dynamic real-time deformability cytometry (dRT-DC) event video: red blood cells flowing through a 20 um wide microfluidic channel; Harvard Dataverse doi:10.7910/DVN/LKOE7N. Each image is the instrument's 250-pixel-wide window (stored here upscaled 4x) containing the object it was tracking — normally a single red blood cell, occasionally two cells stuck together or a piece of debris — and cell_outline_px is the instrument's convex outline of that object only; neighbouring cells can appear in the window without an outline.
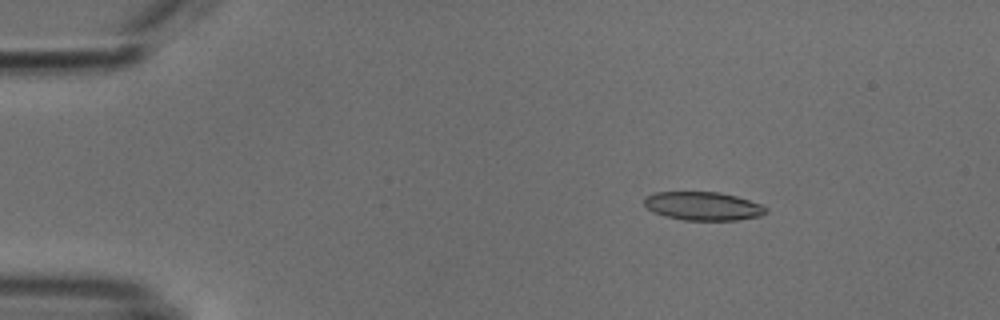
{"species": "common noctule bat (a hibernating species)", "species_latin": "Nyctalus noctula", "temperature_condition": "cold", "stored_images_in_passage": 5, "camera_frame_rate_fps": 3000, "um_per_image_px": 0.085, "animal": {"sex": "male", "body_mass_g": 18.8}, "frame": {"image": 1, "passage_image": 2, "time_ms": 1.333, "image_size_px": [1000, 320], "cell_outline_px": [[768, 212], [760, 216], [736, 220], [684, 220], [664, 216], [652, 212], [644, 204], [644, 196], [656, 192], [720, 192], [736, 196], [760, 204], [768, 208]], "centroid_in_image_um": [59.74, 17.52], "position_along_channel_um": 25.3, "area_um2": 20.29}}